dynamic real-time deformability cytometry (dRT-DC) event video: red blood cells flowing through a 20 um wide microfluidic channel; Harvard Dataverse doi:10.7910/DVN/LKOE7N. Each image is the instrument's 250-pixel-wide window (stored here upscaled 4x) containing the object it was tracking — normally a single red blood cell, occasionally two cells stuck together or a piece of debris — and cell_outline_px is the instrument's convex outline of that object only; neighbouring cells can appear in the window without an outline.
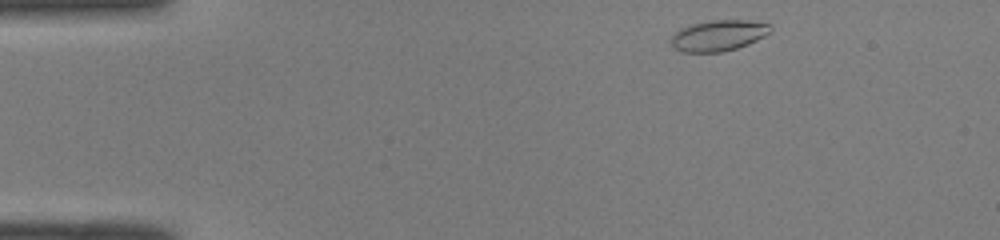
{"species": "common noctule bat (a hibernating species)", "species_latin": "Nyctalus noctula", "temperature_condition": "room temperature", "stored_images_in_passage": 44, "camera_frame_rate_fps": 3000, "um_per_image_px": 0.085, "animal": {"sex": "male", "body_mass_g": 19.0, "forearm_length_mm": 50.8}, "frame": {"image": 1, "passage_image": 1, "time_ms": 0.0, "image_size_px": [1000, 240], "cell_outline_px": [[772, 32], [748, 44], [736, 48], [720, 52], [680, 52], [672, 44], [672, 36], [680, 28], [692, 24], [708, 20], [748, 20], [768, 24], [772, 28]], "centroid_in_image_um": [61.08, 3.01], "position_along_channel_um": 23.9, "area_um2": 17.8}}
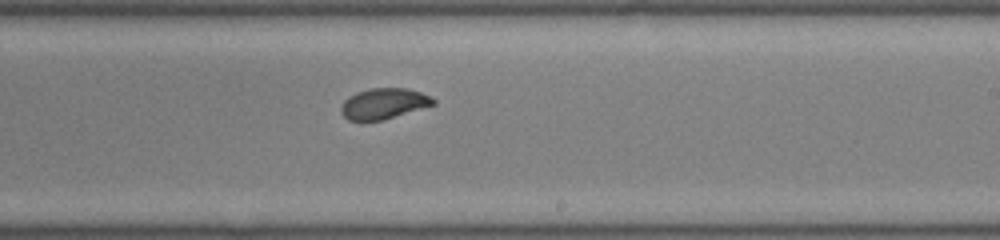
{"frame": {"image": 2, "passage_image": 24, "time_ms": 7.667, "image_size_px": [1000, 240], "cell_outline_px": [[436, 104], [384, 120], [348, 120], [340, 112], [340, 104], [348, 96], [356, 92], [372, 88], [408, 88], [432, 96], [436, 100]], "centroid_in_image_um": [32.62, 8.8], "position_along_channel_um": 256.4, "area_um2": 16.7}}
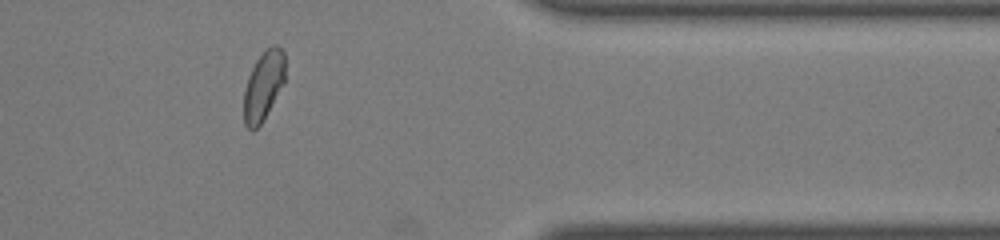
{"frame": {"image": 3, "passage_image": 35, "time_ms": 11.333, "image_size_px": [1000, 240], "cell_outline_px": [[284, 84], [260, 124], [252, 132], [244, 124], [244, 92], [248, 76], [256, 60], [272, 44], [276, 44], [284, 52]], "centroid_in_image_um": [22.39, 7.29], "position_along_channel_um": 389.0, "area_um2": 16.42}, "authors_computed_cell_mechanics": {"area_um2": 17.4556, "velocity_mm_per_s": 4.074, "shape_relaxation_time_tau1_ms": 4.7578, "shape_relaxation_time_tau2_ms": 0.8067, "deformation_change_tau1": 0.1503, "deformation_change_tau2": 0.0478}}